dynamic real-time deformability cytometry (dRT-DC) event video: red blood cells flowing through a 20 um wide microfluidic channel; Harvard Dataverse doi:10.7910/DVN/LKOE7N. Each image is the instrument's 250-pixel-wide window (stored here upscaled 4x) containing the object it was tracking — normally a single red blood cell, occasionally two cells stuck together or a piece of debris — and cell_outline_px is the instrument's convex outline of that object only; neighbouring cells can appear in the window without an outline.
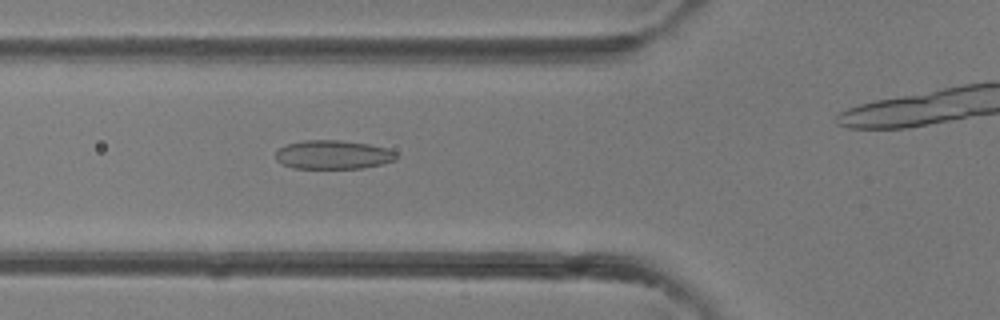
{"species": "common noctule bat (a hibernating species)", "species_latin": "Nyctalus noctula", "temperature_condition": "room temperature", "stored_images_in_passage": 33, "camera_frame_rate_fps": 3000, "um_per_image_px": 0.085, "animal": {"sex": "female"}, "frame": {"image": 1, "passage_image": 14, "time_ms": 4.333, "image_size_px": [1000, 320], "cell_outline_px": [[396, 160], [364, 168], [292, 168], [276, 160], [276, 152], [280, 148], [288, 144], [304, 140], [340, 140], [368, 144], [388, 148], [396, 152]], "centroid_in_image_um": [28.33, 13.15], "position_along_channel_um": 97.5, "area_um2": 20.17}}
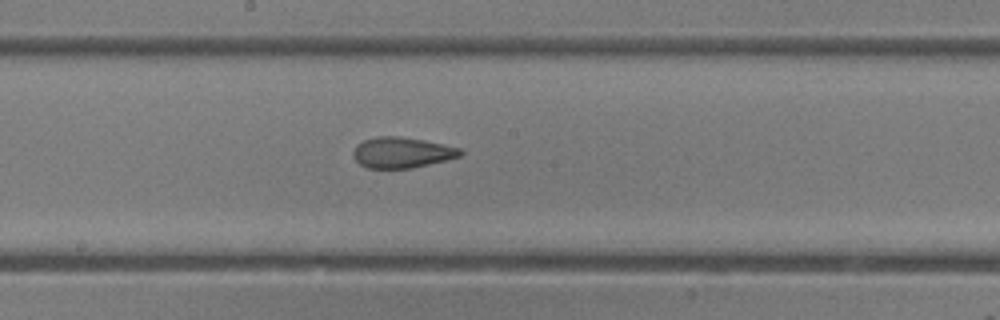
{"frame": {"image": 2, "passage_image": 21, "time_ms": 6.667, "image_size_px": [1000, 320], "cell_outline_px": [[464, 152], [460, 156], [448, 160], [412, 168], [368, 168], [360, 164], [352, 156], [352, 152], [356, 144], [364, 140], [376, 136], [396, 136], [424, 140], [444, 144], [460, 148]], "centroid_in_image_um": [34.16, 12.96], "position_along_channel_um": 214.0, "area_um2": 19.31}}
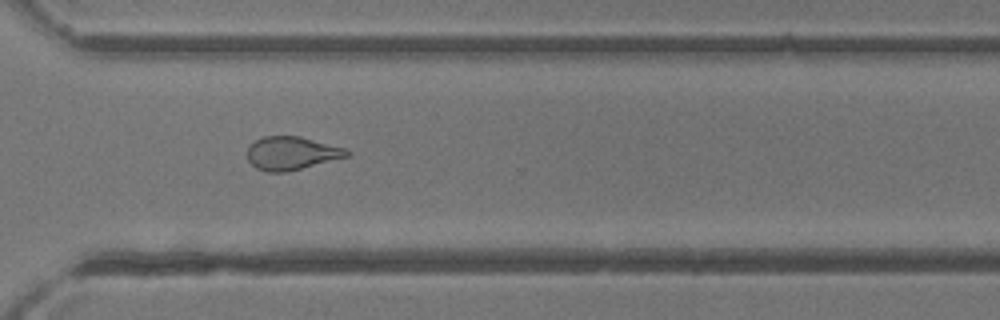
{"frame": {"image": 3, "passage_image": 29, "time_ms": 9.333, "image_size_px": [1000, 320], "cell_outline_px": [[352, 152], [348, 156], [284, 172], [268, 172], [256, 168], [248, 160], [248, 144], [264, 136], [300, 136], [344, 148]], "centroid_in_image_um": [24.75, 13.01], "position_along_channel_um": 345.9, "area_um2": 19.02}}